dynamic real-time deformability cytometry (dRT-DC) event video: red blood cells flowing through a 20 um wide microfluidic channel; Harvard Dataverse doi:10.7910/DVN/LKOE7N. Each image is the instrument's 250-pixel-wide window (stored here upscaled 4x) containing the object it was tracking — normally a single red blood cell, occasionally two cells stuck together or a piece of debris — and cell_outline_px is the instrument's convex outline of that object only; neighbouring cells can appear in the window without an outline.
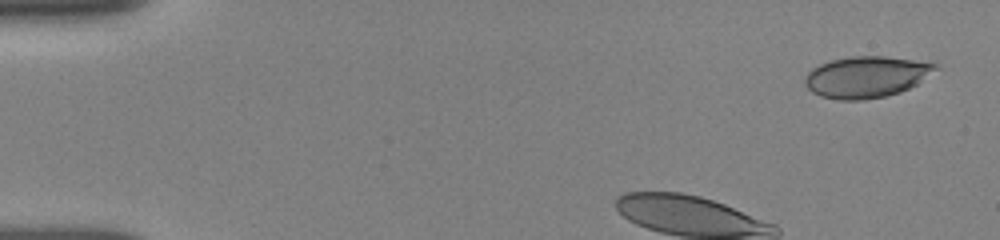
{"species": "human", "species_latin": "Homo sapiens", "temperature_condition": "room temperature", "stored_images_in_passage": 33, "camera_frame_rate_fps": 3000, "um_per_image_px": 0.085, "donor": {"sex": "female"}, "frame": {"image": 1, "passage_image": 1, "time_ms": 0.0, "image_size_px": [1000, 240], "cell_outline_px": [[940, 68], [916, 84], [900, 92], [884, 96], [864, 100], [836, 100], [820, 96], [812, 92], [804, 84], [804, 76], [812, 68], [820, 64], [832, 60], [852, 56], [884, 56], [940, 64]], "centroid_in_image_um": [73.62, 6.54], "position_along_channel_um": 11.4, "area_um2": 31.5}}
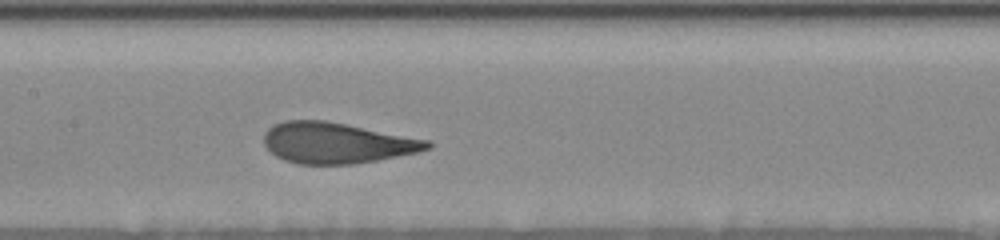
{"frame": {"image": 2, "passage_image": 17, "time_ms": 6.0, "image_size_px": [1000, 240], "cell_outline_px": [[432, 148], [416, 152], [356, 164], [300, 164], [284, 160], [276, 156], [264, 144], [264, 132], [268, 128], [284, 120], [324, 120], [428, 140], [432, 144]], "centroid_in_image_um": [28.59, 12.15], "position_along_channel_um": 178.8, "area_um2": 38.49}}
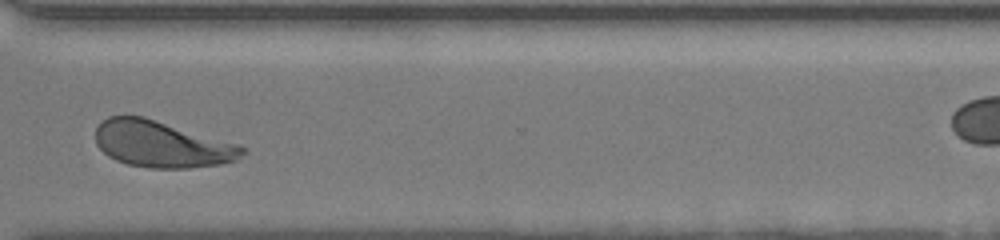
{"frame": {"image": 3, "passage_image": 29, "time_ms": 10.667, "image_size_px": [1000, 240], "cell_outline_px": [[248, 152], [236, 160], [220, 164], [188, 168], [148, 168], [128, 164], [116, 160], [108, 156], [96, 144], [96, 128], [108, 116], [144, 116], [240, 144], [248, 148]], "centroid_in_image_um": [13.8, 12.26], "position_along_channel_um": 356.8, "area_um2": 40.0}, "authors_computed_cell_mechanics": {"area_um2": 39.4774, "velocity_mm_per_s": 3.8182, "shape_relaxation_time_tau1_ms": 3.3906, "shape_relaxation_time_tau2_ms": null, "deformation_change_tau1": 0.1739, "deformation_change_tau2": null}}